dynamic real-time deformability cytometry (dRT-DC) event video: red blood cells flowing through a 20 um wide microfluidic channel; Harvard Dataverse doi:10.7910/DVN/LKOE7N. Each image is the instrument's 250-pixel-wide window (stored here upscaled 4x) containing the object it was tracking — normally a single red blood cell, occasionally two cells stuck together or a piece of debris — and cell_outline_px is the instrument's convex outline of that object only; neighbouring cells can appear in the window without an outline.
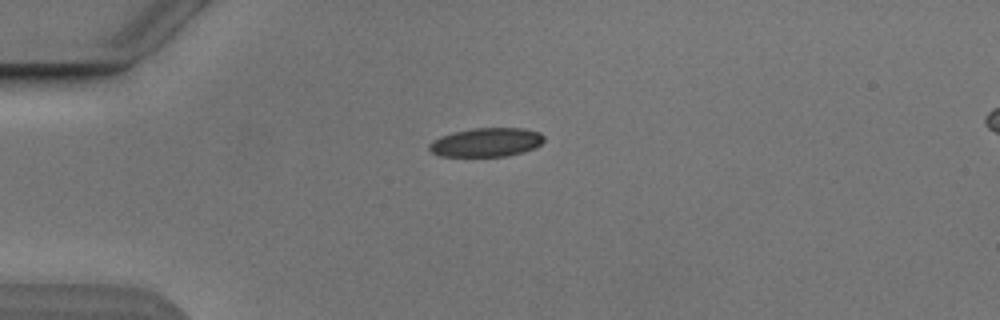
{"species": "Egyptian fruit bat (a non-hibernating species)", "species_latin": "Rousettus aegyptiacus", "temperature_condition": "cold", "stored_images_in_passage": 2, "segment_of_instrument_passage": [1, 2], "camera_frame_rate_fps": 3000, "um_per_image_px": 0.085, "animal": {"sex": "male"}, "frame": {"image": 1, "passage_image": 1, "time_ms": 0.0, "image_size_px": [1000, 320], "cell_outline_px": [[544, 140], [536, 148], [524, 152], [508, 156], [440, 156], [432, 152], [428, 148], [428, 144], [432, 140], [440, 136], [452, 132], [472, 128], [524, 128], [540, 132], [544, 136]], "centroid_in_image_um": [41.34, 12.09], "position_along_channel_um": 43.7, "area_um2": 19.54}}